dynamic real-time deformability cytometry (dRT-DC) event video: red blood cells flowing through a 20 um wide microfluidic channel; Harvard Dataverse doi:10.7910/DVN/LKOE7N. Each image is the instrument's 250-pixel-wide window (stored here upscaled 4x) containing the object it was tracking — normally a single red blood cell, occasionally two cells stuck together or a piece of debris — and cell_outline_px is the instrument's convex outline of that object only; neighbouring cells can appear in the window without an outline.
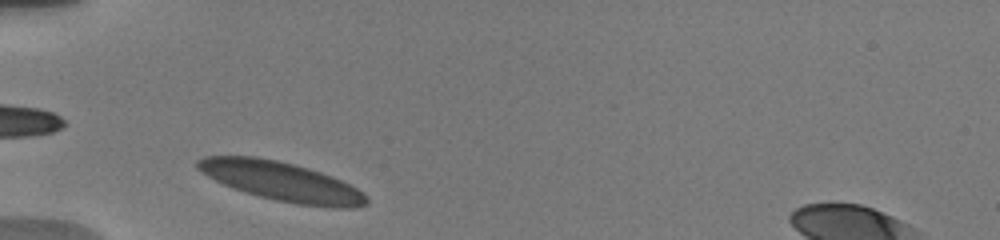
{"species": "human", "species_latin": "Homo sapiens", "temperature_condition": "warm", "stored_images_in_passage": 24, "camera_frame_rate_fps": 3000, "um_per_image_px": 0.085, "donor": {"sex": "male"}, "frame": {"image": 1, "passage_image": 2, "time_ms": 0.333, "image_size_px": [1000, 240], "cell_outline_px": [[368, 204], [356, 208], [332, 208], [296, 204], [276, 200], [244, 192], [232, 188], [208, 176], [196, 168], [196, 160], [204, 156], [256, 156], [276, 160], [308, 168], [332, 176], [364, 192], [368, 196]], "centroid_in_image_um": [23.95, 15.43], "position_along_channel_um": 61.0, "area_um2": 38.49}}
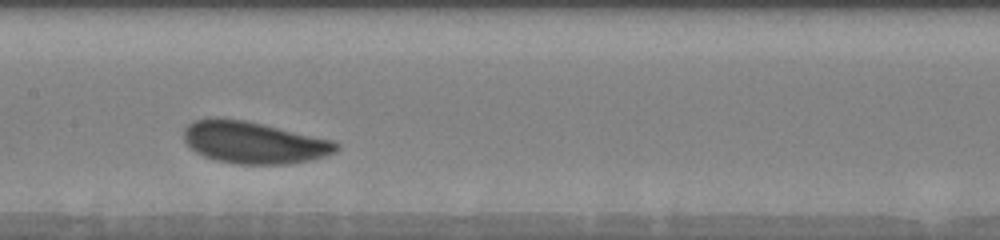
{"frame": {"image": 2, "passage_image": 11, "time_ms": 4.0, "image_size_px": [1000, 240], "cell_outline_px": [[340, 148], [336, 152], [328, 156], [312, 160], [288, 164], [236, 164], [216, 160], [204, 156], [188, 148], [184, 140], [184, 128], [192, 120], [208, 116], [216, 116], [248, 120], [332, 140], [340, 144]], "centroid_in_image_um": [21.55, 12.09], "position_along_channel_um": 185.9, "area_um2": 38.15}}
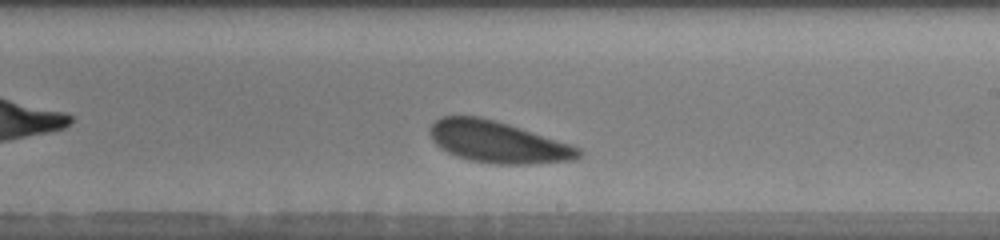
{"frame": {"image": 3, "passage_image": 16, "time_ms": 5.667, "image_size_px": [1000, 240], "cell_outline_px": [[584, 152], [576, 160], [532, 164], [496, 164], [472, 160], [456, 156], [440, 148], [432, 140], [428, 132], [432, 124], [436, 120], [444, 116], [480, 116], [508, 124], [572, 144], [580, 148]], "centroid_in_image_um": [42.35, 12.08], "position_along_channel_um": 246.7, "area_um2": 36.13}, "authors_computed_cell_mechanics": {"area_um2": 37.1365, "velocity_mm_per_s": 3.652, "shape_relaxation_time_tau1_ms": 2.116, "shape_relaxation_time_tau2_ms": null, "deformation_change_tau1": 0.0627, "deformation_change_tau2": null}}